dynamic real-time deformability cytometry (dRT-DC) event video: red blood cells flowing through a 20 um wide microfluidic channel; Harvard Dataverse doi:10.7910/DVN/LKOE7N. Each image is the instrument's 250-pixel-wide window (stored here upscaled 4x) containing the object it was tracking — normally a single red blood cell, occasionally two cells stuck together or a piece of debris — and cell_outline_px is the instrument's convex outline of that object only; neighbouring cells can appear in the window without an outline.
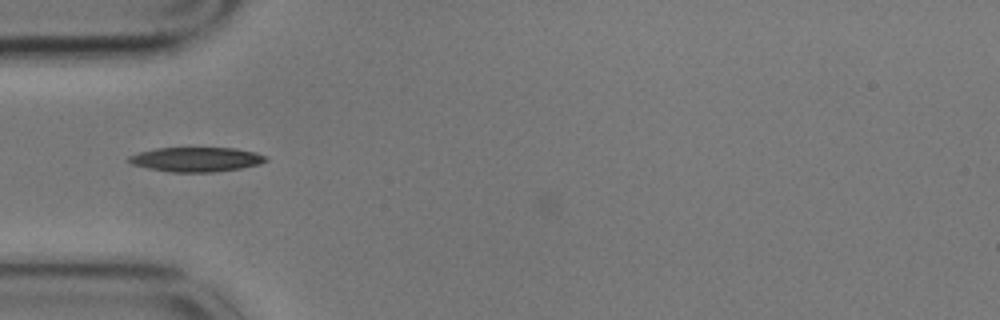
{"species": "common noctule bat (a hibernating species)", "species_latin": "Nyctalus noctula", "temperature_condition": "cold", "stored_images_in_passage": 21, "camera_frame_rate_fps": 3000, "um_per_image_px": 0.085, "animal": {"sex": "male", "body_mass_g": 17.9}, "frame": {"image": 1, "passage_image": 19, "time_ms": 6.0, "image_size_px": [1000, 320], "cell_outline_px": [[268, 160], [260, 164], [240, 168], [212, 172], [172, 172], [148, 168], [132, 164], [128, 160], [128, 156], [140, 152], [156, 148], [236, 148], [256, 152], [268, 156]], "centroid_in_image_um": [16.72, 13.54], "position_along_channel_um": 68.3, "area_um2": 19.54}}